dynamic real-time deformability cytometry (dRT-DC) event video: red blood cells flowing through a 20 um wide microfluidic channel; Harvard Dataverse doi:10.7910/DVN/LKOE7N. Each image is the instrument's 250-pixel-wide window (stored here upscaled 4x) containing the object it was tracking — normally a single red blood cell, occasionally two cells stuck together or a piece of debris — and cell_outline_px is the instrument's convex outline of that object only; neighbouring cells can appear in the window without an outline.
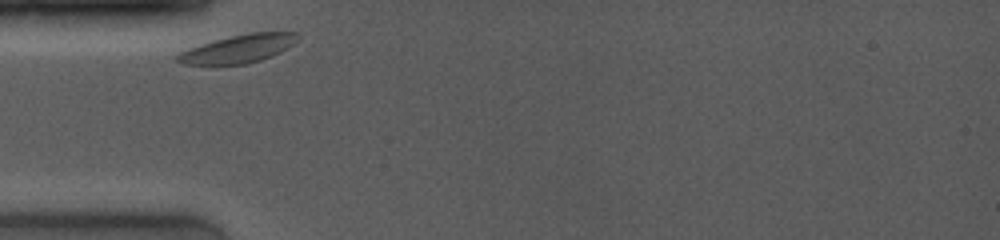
{"species": "common noctule bat (a hibernating species)", "species_latin": "Nyctalus noctula", "temperature_condition": "room temperature", "stored_images_in_passage": 60, "camera_frame_rate_fps": 4000, "um_per_image_px": 0.085, "animal": {"sex": "female", "body_mass_g": 19.0, "forearm_length_mm": 53.3}, "frame": {"image": 1, "passage_image": 1, "time_ms": 0.0, "image_size_px": [1000, 240], "cell_outline_px": [[300, 36], [292, 44], [280, 52], [272, 56], [260, 60], [244, 64], [184, 64], [176, 60], [176, 56], [180, 52], [188, 48], [200, 44], [248, 32], [300, 32]], "centroid_in_image_um": [20.28, 4.13], "position_along_channel_um": 64.7, "area_um2": 19.48}}
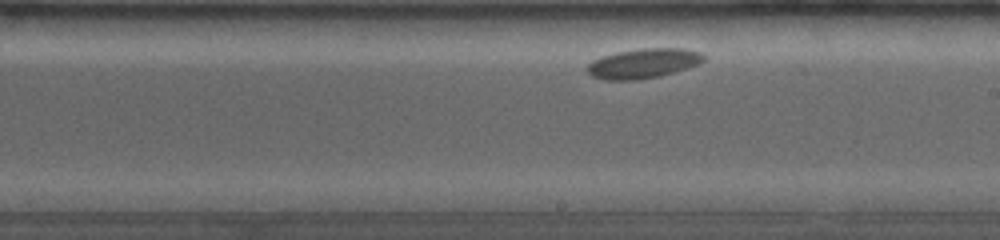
{"frame": {"image": 2, "passage_image": 31, "time_ms": 5.0, "image_size_px": [1000, 240], "cell_outline_px": [[704, 60], [700, 64], [688, 68], [660, 76], [636, 80], [604, 80], [592, 76], [584, 68], [592, 60], [616, 52], [640, 48], [684, 48], [700, 52], [704, 56]], "centroid_in_image_um": [54.67, 5.39], "position_along_channel_um": 234.3, "area_um2": 20.35}}
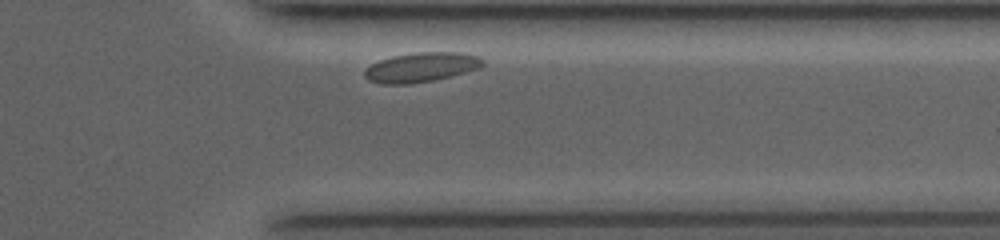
{"frame": {"image": 3, "passage_image": 55, "time_ms": 9.0, "image_size_px": [1000, 240], "cell_outline_px": [[484, 64], [480, 68], [436, 80], [408, 84], [380, 84], [368, 80], [364, 76], [364, 68], [380, 60], [392, 56], [416, 52], [460, 52], [480, 56], [484, 60]], "centroid_in_image_um": [35.81, 5.72], "position_along_channel_um": 375.6, "area_um2": 20.58}}